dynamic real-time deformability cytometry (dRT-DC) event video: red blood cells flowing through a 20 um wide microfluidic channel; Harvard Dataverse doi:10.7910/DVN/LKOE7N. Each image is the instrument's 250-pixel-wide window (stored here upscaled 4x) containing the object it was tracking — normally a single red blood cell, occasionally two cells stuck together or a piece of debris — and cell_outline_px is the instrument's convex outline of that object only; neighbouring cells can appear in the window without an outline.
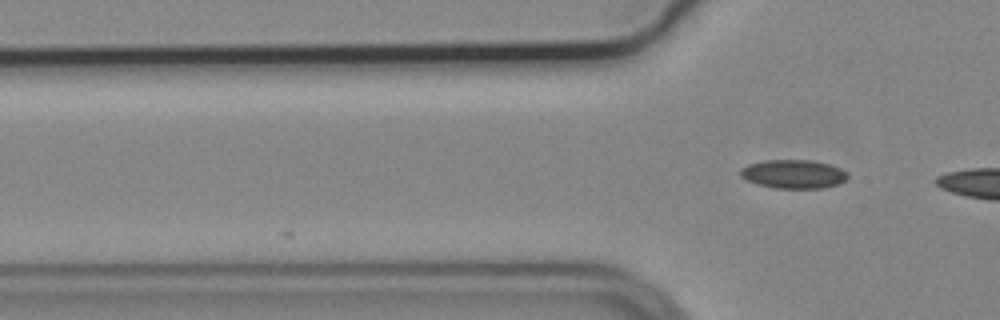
{"species": "common noctule bat (a hibernating species)", "species_latin": "Nyctalus noctula", "temperature_condition": "cold", "stored_images_in_passage": 14, "camera_frame_rate_fps": 3000, "um_per_image_px": 0.085, "animal": {"sex": "male", "body_mass_g": 19.2, "forearm_length_mm": 51.8}, "frame": {"image": 1, "passage_image": 14, "time_ms": 4.333, "image_size_px": [1000, 320], "cell_outline_px": [[848, 176], [840, 184], [820, 188], [776, 188], [756, 184], [744, 180], [740, 176], [740, 168], [748, 164], [764, 160], [812, 160], [828, 164], [840, 168], [848, 172]], "centroid_in_image_um": [67.41, 14.79], "position_along_channel_um": 58.4, "area_um2": 18.09}}